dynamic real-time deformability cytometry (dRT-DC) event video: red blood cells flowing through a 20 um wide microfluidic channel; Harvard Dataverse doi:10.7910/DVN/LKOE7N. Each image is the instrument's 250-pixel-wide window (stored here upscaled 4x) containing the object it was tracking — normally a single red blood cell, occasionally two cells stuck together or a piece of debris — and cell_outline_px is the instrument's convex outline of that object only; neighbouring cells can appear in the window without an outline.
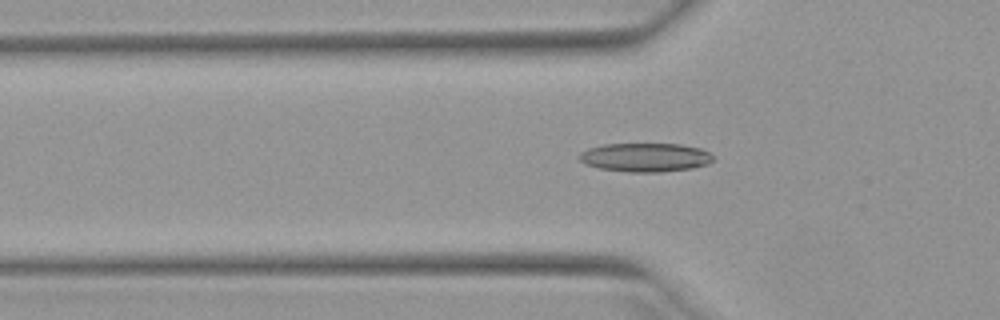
{"species": "Egyptian fruit bat (a non-hibernating species)", "species_latin": "Rousettus aegyptiacus", "temperature_condition": "warm", "stored_images_in_passage": 50, "camera_frame_rate_fps": 3000, "um_per_image_px": 0.085, "animal": {"sex": "female"}, "frame": {"image": 1, "passage_image": 15, "time_ms": 4.667, "image_size_px": [1000, 320], "cell_outline_px": [[704, 152], [700, 164], [684, 168], [608, 168], [592, 164], [596, 148], [616, 144], [672, 144], [692, 148]], "centroid_in_image_um": [54.98, 13.29], "position_along_channel_um": 70.8, "area_um2": 17.22}}
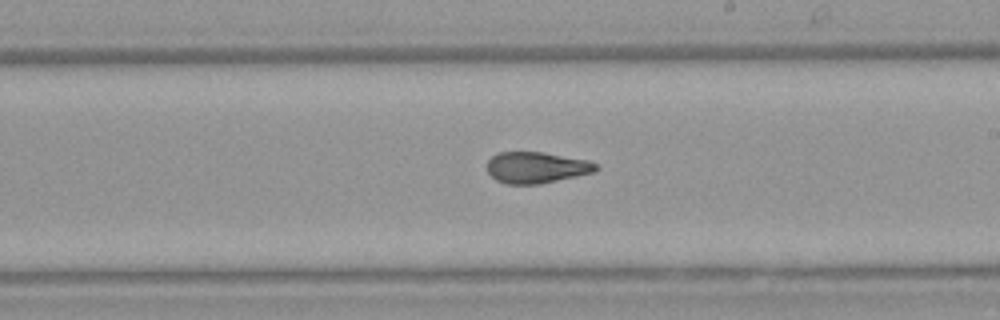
{"frame": {"image": 2, "passage_image": 28, "time_ms": 9.0, "image_size_px": [1000, 320], "cell_outline_px": [[596, 168], [588, 172], [528, 184], [516, 184], [500, 180], [488, 168], [488, 164], [496, 156], [504, 152], [536, 152], [596, 164]], "centroid_in_image_um": [45.49, 14.22], "position_along_channel_um": 243.5, "area_um2": 17.28}}
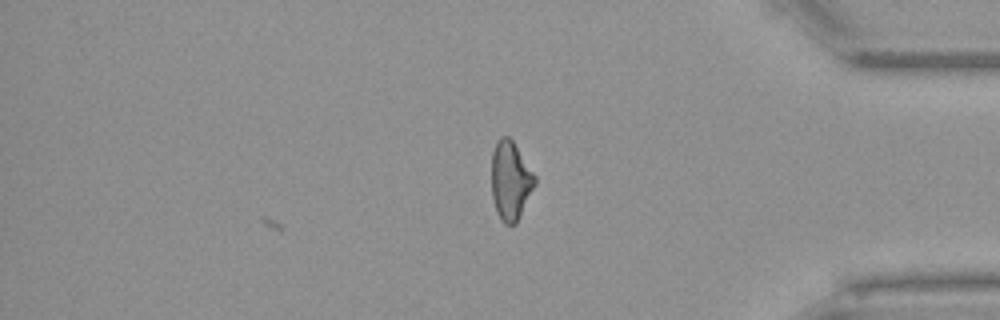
{"frame": {"image": 3, "passage_image": 41, "time_ms": 13.333, "image_size_px": [1000, 320], "cell_outline_px": [[536, 180], [516, 220], [512, 224], [508, 224], [500, 216], [496, 208], [492, 192], [492, 156], [496, 144], [500, 140], [508, 140], [512, 144]], "centroid_in_image_um": [43.34, 15.4], "position_along_channel_um": 391.9, "area_um2": 17.69}, "authors_computed_cell_mechanics": {"area_um2": 17.2822, "velocity_mm_per_s": 3.9808, "shape_relaxation_time_tau1_ms": null, "shape_relaxation_time_tau2_ms": 1.5767, "deformation_change_tau1": null, "deformation_change_tau2": 0.0888}}